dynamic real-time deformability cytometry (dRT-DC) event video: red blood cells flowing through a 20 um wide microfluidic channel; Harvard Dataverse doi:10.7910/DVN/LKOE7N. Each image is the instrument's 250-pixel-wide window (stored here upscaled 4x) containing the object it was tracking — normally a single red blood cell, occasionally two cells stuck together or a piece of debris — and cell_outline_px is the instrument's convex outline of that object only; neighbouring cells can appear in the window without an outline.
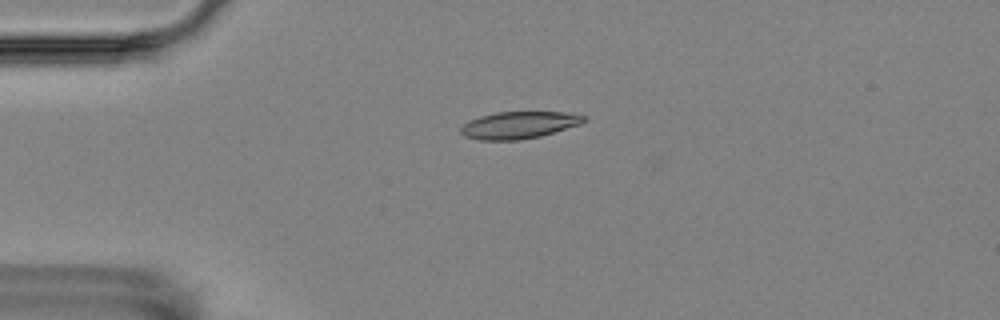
{"species": "Egyptian fruit bat (a non-hibernating species)", "species_latin": "Rousettus aegyptiacus", "temperature_condition": "room temperature", "stored_images_in_passage": 4, "camera_frame_rate_fps": 3000, "um_per_image_px": 0.085, "animal": {"sex": "female"}, "frame": {"image": 1, "passage_image": 2, "time_ms": 1.0, "image_size_px": [1000, 320], "cell_outline_px": [[588, 120], [580, 124], [540, 136], [520, 140], [480, 140], [464, 136], [460, 132], [460, 128], [468, 120], [480, 116], [496, 112], [564, 112], [584, 116]], "centroid_in_image_um": [44.07, 10.63], "position_along_channel_um": 40.9, "area_um2": 19.36}}
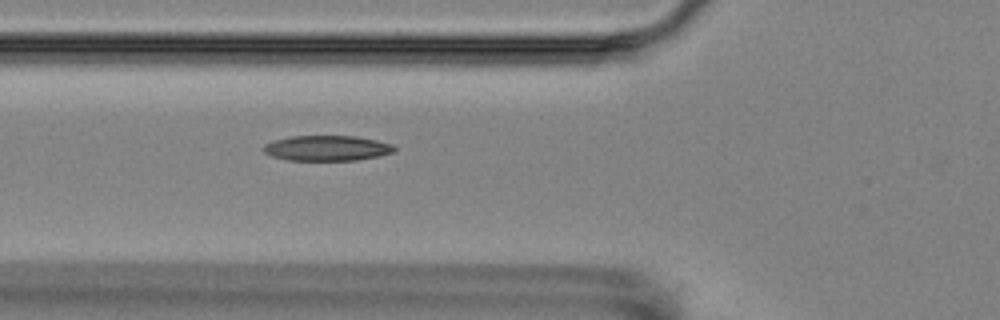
{"frame": {"image": 2, "passage_image": 4, "time_ms": 3.333, "image_size_px": [1000, 320], "cell_outline_px": [[396, 152], [356, 160], [288, 160], [272, 156], [264, 152], [260, 148], [264, 144], [276, 140], [292, 136], [356, 136], [376, 140], [392, 144], [396, 148]], "centroid_in_image_um": [27.79, 12.59], "position_along_channel_um": 98.0, "area_um2": 19.25}}